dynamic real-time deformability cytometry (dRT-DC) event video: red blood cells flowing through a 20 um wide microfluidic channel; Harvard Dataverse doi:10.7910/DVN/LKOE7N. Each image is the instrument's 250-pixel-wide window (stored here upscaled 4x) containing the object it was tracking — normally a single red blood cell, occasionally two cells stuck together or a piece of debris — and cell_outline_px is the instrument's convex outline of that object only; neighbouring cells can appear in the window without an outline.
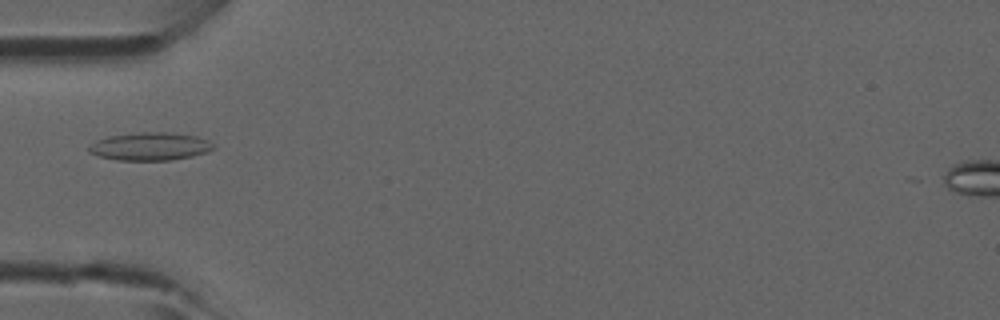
{"species": "common noctule bat (a hibernating species)", "species_latin": "Nyctalus noctula", "temperature_condition": "room temperature", "stored_images_in_passage": 3, "camera_frame_rate_fps": 3000, "um_per_image_px": 0.085, "animal": {"sex": "male", "forearm_length_mm": 52.5}, "frame": {"image": 1, "passage_image": 2, "time_ms": 0.333, "image_size_px": [1000, 320], "cell_outline_px": [[216, 144], [212, 148], [204, 152], [192, 156], [172, 160], [116, 160], [100, 156], [88, 152], [88, 148], [96, 140], [108, 136], [140, 132], [164, 132], [196, 136], [208, 140]], "centroid_in_image_um": [12.74, 12.44], "position_along_channel_um": 72.3, "area_um2": 20.11}}
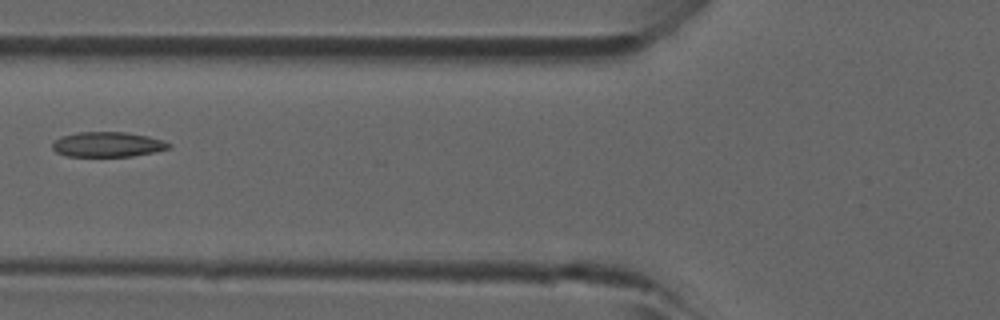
{"frame": {"image": 2, "passage_image": 3, "time_ms": 0.667, "image_size_px": [1000, 320], "cell_outline_px": [[172, 148], [156, 152], [132, 156], [64, 156], [56, 152], [52, 148], [52, 144], [60, 136], [76, 132], [124, 132], [148, 136], [164, 140], [172, 144]], "centroid_in_image_um": [9.18, 12.28], "position_along_channel_um": 116.6, "area_um2": 17.17}}